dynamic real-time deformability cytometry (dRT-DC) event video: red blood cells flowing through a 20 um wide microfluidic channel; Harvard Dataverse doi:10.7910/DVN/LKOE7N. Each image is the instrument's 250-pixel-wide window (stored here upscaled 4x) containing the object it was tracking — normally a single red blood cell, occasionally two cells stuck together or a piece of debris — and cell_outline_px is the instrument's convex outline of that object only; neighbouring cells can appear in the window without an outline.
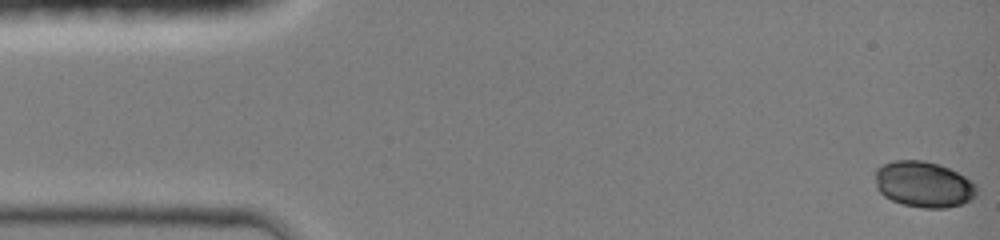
{"species": "common noctule bat (a hibernating species)", "species_latin": "Nyctalus noctula", "temperature_condition": "room temperature", "stored_images_in_passage": 44, "camera_frame_rate_fps": 3000, "um_per_image_px": 0.085, "animal": {"sex": "female", "body_mass_g": 19.0, "forearm_length_mm": 51.5}, "frame": {"image": 1, "passage_image": 1, "time_ms": 0.0, "image_size_px": [1000, 240], "cell_outline_px": [[976, 196], [972, 200], [948, 208], [924, 208], [904, 204], [892, 200], [884, 196], [876, 188], [876, 168], [892, 160], [924, 160], [948, 168], [972, 180], [976, 184]], "centroid_in_image_um": [78.52, 15.67], "position_along_channel_um": 6.5, "area_um2": 27.17}}
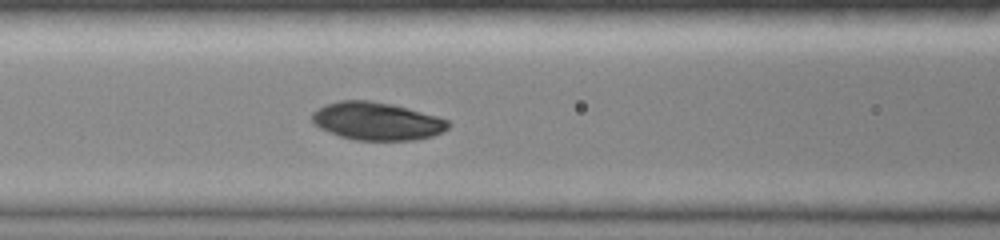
{"frame": {"image": 2, "passage_image": 19, "time_ms": 6.0, "image_size_px": [1000, 240], "cell_outline_px": [[452, 124], [444, 132], [432, 136], [412, 140], [352, 140], [340, 136], [320, 128], [312, 124], [312, 112], [316, 108], [324, 104], [340, 100], [372, 100], [392, 104], [408, 108], [436, 116], [448, 120]], "centroid_in_image_um": [32.01, 10.29], "position_along_channel_um": 134.6, "area_um2": 30.35}}
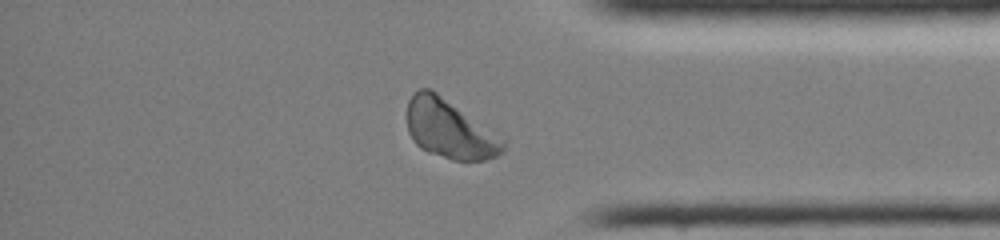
{"frame": {"image": 3, "passage_image": 38, "time_ms": 12.333, "image_size_px": [1000, 240], "cell_outline_px": [[504, 148], [496, 156], [484, 160], [452, 160], [428, 152], [420, 148], [412, 140], [408, 132], [408, 100], [412, 92], [420, 88], [428, 88], [436, 92], [504, 140]], "centroid_in_image_um": [38.14, 10.98], "position_along_channel_um": 397.1, "area_um2": 32.19}}